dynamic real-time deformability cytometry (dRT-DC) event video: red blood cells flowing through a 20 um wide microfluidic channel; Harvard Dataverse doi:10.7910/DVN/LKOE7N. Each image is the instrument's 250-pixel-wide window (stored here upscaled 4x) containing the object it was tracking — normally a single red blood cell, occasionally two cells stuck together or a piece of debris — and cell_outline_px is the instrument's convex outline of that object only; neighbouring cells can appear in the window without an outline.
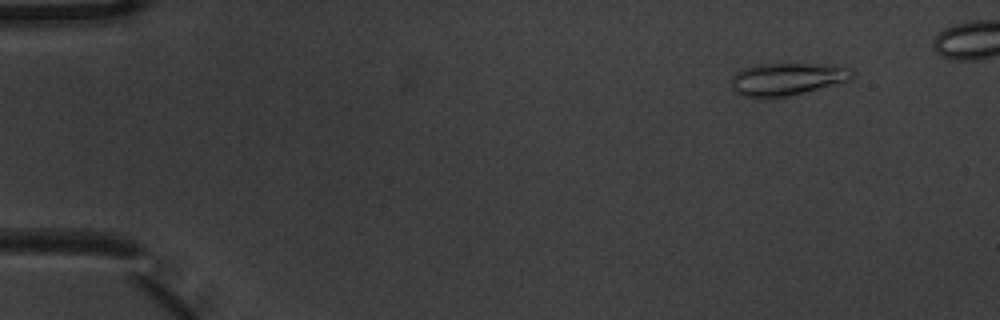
{"species": "common noctule bat (a hibernating species)", "species_latin": "Nyctalus noctula", "temperature_condition": "warm", "stored_images_in_passage": 6, "camera_frame_rate_fps": 3000, "um_per_image_px": 0.085, "animal": {"sex": "male", "body_mass_g": 20.1, "forearm_length_mm": 53.5}, "frame": {"image": 1, "passage_image": 2, "time_ms": 0.333, "image_size_px": [1000, 320], "cell_outline_px": [[852, 76], [848, 80], [788, 96], [744, 96], [736, 92], [732, 88], [732, 76], [736, 72], [744, 68], [756, 64], [808, 64], [852, 68]], "centroid_in_image_um": [66.84, 6.7], "position_along_channel_um": 18.2, "area_um2": 22.02}}